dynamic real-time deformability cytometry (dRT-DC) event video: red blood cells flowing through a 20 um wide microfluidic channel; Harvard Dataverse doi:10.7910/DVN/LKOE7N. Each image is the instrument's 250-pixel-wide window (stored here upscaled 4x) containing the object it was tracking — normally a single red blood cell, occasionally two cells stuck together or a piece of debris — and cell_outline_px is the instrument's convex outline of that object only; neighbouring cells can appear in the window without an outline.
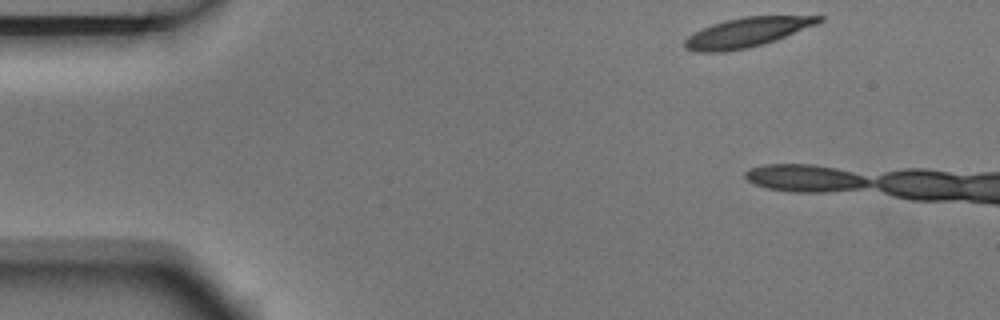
{"species": "Egyptian fruit bat (a non-hibernating species)", "species_latin": "Rousettus aegyptiacus", "temperature_condition": "room temperature", "stored_images_in_passage": 3, "camera_frame_rate_fps": 3000, "um_per_image_px": 0.085, "animal": {"sex": "male"}, "frame": {"image": 1, "passage_image": 1, "time_ms": 0.0, "image_size_px": [1000, 320], "cell_outline_px": [[824, 20], [816, 24], [776, 40], [764, 44], [748, 48], [724, 52], [696, 52], [684, 48], [684, 40], [688, 36], [712, 24], [724, 20], [744, 16], [824, 16]], "centroid_in_image_um": [63.47, 2.76], "position_along_channel_um": 21.5, "area_um2": 22.95}}